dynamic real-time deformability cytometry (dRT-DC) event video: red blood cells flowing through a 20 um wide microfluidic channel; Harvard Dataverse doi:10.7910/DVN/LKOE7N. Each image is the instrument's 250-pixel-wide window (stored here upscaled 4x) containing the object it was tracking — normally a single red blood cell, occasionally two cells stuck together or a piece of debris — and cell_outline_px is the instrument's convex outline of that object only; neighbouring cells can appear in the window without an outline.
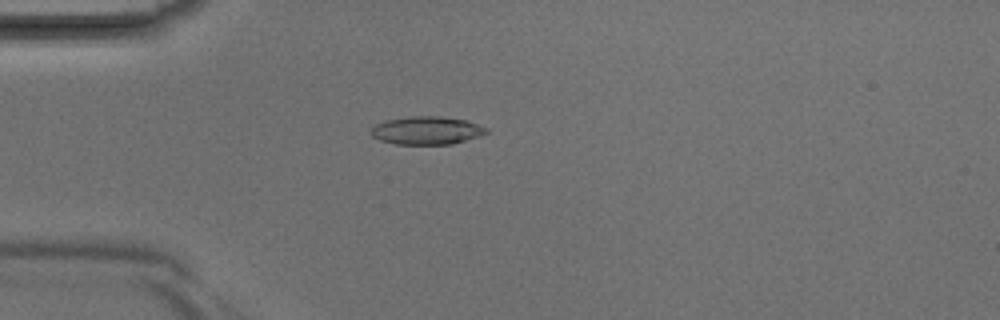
{"species": "Egyptian fruit bat (a non-hibernating species)", "species_latin": "Rousettus aegyptiacus", "temperature_condition": "room temperature", "stored_images_in_passage": 4, "camera_frame_rate_fps": 3000, "um_per_image_px": 0.085, "animal": {"sex": "male"}, "frame": {"image": 1, "passage_image": 4, "time_ms": 1.0, "image_size_px": [1000, 320], "cell_outline_px": [[488, 132], [480, 136], [452, 144], [396, 144], [380, 140], [372, 136], [372, 128], [376, 124], [384, 120], [412, 116], [440, 116], [468, 120], [488, 128]], "centroid_in_image_um": [36.3, 11.08], "position_along_channel_um": 48.7, "area_um2": 18.9}}